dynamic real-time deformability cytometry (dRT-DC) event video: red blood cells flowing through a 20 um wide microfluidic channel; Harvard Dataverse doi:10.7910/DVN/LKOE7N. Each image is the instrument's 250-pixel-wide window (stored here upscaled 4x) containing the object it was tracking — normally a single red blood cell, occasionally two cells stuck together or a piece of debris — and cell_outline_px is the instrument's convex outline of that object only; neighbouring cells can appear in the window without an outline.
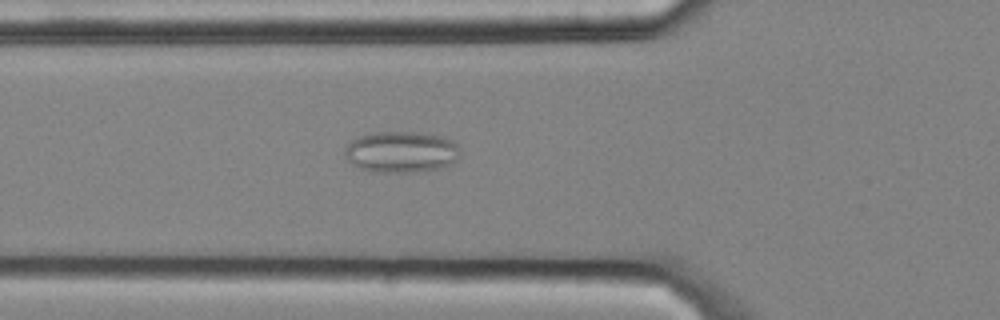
{"species": "common noctule bat (a hibernating species)", "species_latin": "Nyctalus noctula", "temperature_condition": "cold", "stored_images_in_passage": 6, "camera_frame_rate_fps": 3000, "um_per_image_px": 0.085, "animal": {"sex": "male", "body_mass_g": 20.4}, "frame": {"image": 1, "passage_image": 6, "time_ms": 1.667, "image_size_px": [1000, 320], "cell_outline_px": [[460, 156], [452, 164], [440, 168], [416, 172], [372, 172], [360, 168], [352, 164], [344, 156], [344, 152], [348, 144], [352, 140], [368, 132], [412, 132], [444, 136], [452, 140], [460, 148]], "centroid_in_image_um": [34.12, 12.92], "position_along_channel_um": 91.7, "area_um2": 28.03}}